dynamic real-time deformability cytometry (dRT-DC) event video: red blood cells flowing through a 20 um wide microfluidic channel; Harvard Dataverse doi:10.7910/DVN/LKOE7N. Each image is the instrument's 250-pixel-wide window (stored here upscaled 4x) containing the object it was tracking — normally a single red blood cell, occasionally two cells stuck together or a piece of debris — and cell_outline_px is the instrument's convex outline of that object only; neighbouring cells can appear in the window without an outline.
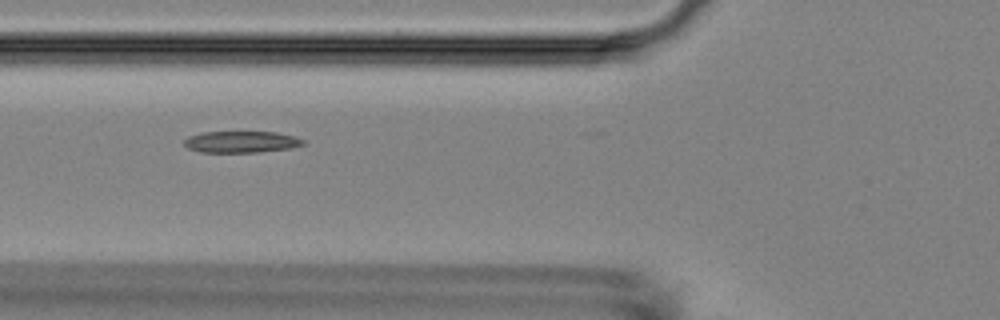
{"species": "Egyptian fruit bat (a non-hibernating species)", "species_latin": "Rousettus aegyptiacus", "temperature_condition": "room temperature", "stored_images_in_passage": 8, "camera_frame_rate_fps": 3000, "um_per_image_px": 0.085, "animal": {"sex": "female"}, "frame": {"image": 1, "passage_image": 7, "time_ms": 7.333, "image_size_px": [1000, 320], "cell_outline_px": [[308, 140], [304, 144], [292, 148], [256, 152], [200, 152], [188, 148], [184, 144], [184, 140], [188, 136], [200, 132], [276, 132], [296, 136]], "centroid_in_image_um": [20.54, 12.05], "position_along_channel_um": 105.3, "area_um2": 15.09}}